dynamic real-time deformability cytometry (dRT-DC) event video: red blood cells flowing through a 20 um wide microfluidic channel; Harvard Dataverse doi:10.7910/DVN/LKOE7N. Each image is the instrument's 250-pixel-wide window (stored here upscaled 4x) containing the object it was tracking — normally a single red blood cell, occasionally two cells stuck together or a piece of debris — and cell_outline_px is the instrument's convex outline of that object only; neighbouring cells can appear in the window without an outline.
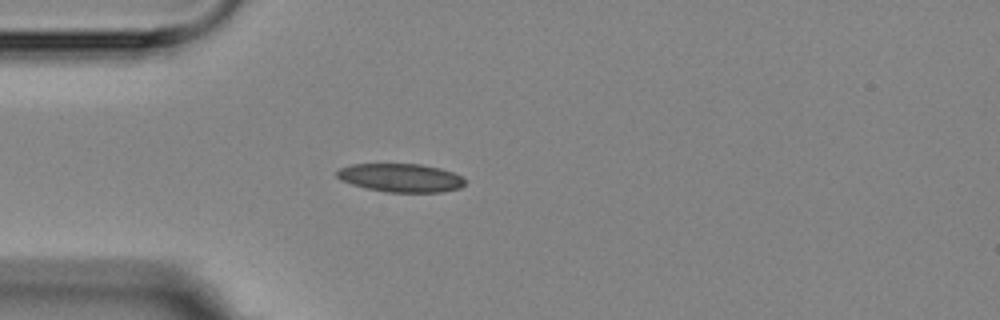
{"species": "Egyptian fruit bat (a non-hibernating species)", "species_latin": "Rousettus aegyptiacus", "temperature_condition": "room temperature", "stored_images_in_passage": 2, "camera_frame_rate_fps": 3000, "um_per_image_px": 0.085, "animal": {"sex": "female"}, "frame": {"image": 1, "passage_image": 1, "time_ms": 0.0, "image_size_px": [1000, 320], "cell_outline_px": [[464, 184], [460, 188], [444, 192], [388, 192], [368, 188], [352, 184], [340, 180], [336, 176], [336, 172], [340, 168], [352, 164], [420, 164], [440, 168], [452, 172], [460, 176], [464, 180]], "centroid_in_image_um": [34.05, 15.11], "position_along_channel_um": 50.9, "area_um2": 21.1}}